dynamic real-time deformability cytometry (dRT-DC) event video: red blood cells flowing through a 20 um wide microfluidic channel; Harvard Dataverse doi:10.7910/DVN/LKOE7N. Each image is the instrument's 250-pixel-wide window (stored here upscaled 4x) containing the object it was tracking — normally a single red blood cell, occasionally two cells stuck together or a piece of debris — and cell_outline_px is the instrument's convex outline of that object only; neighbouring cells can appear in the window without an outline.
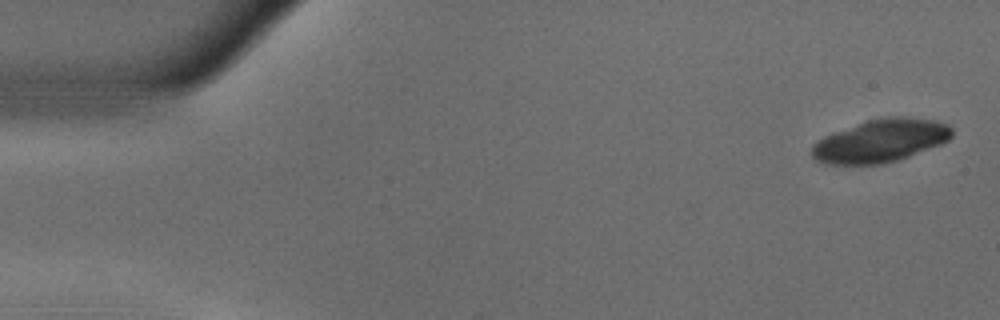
{"species": "common noctule bat (a hibernating species)", "species_latin": "Nyctalus noctula", "temperature_condition": "warm", "stored_images_in_passage": 20, "camera_frame_rate_fps": 3000, "um_per_image_px": 0.085, "animal": {"sex": "male", "body_mass_g": 18.8}, "frame": {"image": 1, "passage_image": 1, "time_ms": 0.0, "image_size_px": [1000, 320], "cell_outline_px": [[952, 136], [948, 140], [940, 144], [908, 156], [896, 160], [880, 164], [824, 164], [816, 160], [812, 156], [812, 144], [816, 140], [832, 132], [868, 120], [888, 116], [900, 116], [932, 120], [948, 124], [952, 128]], "centroid_in_image_um": [74.81, 11.96], "position_along_channel_um": 10.2, "area_um2": 34.85}}